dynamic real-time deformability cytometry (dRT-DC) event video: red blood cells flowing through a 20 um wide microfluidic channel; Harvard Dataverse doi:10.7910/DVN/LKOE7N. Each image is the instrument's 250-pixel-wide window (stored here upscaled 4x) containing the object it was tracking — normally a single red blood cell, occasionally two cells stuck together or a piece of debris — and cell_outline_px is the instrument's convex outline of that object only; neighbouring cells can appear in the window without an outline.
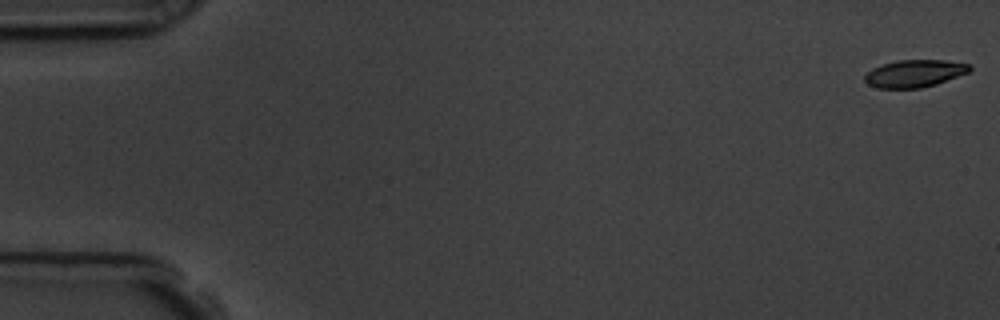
{"species": "common noctule bat (a hibernating species)", "species_latin": "Nyctalus noctula", "temperature_condition": "room temperature", "stored_images_in_passage": 18, "camera_frame_rate_fps": 3000, "um_per_image_px": 0.085, "animal": {"sex": "male", "body_mass_g": 19.5, "forearm_length_mm": 54.6}, "frame": {"image": 1, "passage_image": 1, "time_ms": 0.0, "image_size_px": [1000, 320], "cell_outline_px": [[972, 68], [968, 72], [936, 84], [920, 88], [876, 88], [868, 84], [864, 80], [864, 76], [872, 68], [896, 60], [944, 60], [972, 64]], "centroid_in_image_um": [77.73, 6.24], "position_along_channel_um": 7.3, "area_um2": 16.7}}
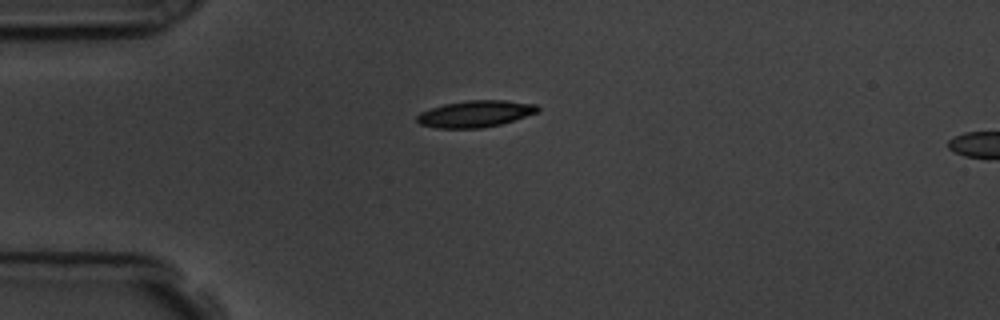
{"frame": {"image": 2, "passage_image": 15, "time_ms": 4.667, "image_size_px": [1000, 320], "cell_outline_px": [[540, 108], [536, 112], [500, 124], [480, 128], [436, 128], [420, 124], [416, 120], [416, 116], [420, 112], [444, 104], [468, 100], [504, 100], [536, 104]], "centroid_in_image_um": [40.36, 9.67], "position_along_channel_um": 44.6, "area_um2": 18.5}}